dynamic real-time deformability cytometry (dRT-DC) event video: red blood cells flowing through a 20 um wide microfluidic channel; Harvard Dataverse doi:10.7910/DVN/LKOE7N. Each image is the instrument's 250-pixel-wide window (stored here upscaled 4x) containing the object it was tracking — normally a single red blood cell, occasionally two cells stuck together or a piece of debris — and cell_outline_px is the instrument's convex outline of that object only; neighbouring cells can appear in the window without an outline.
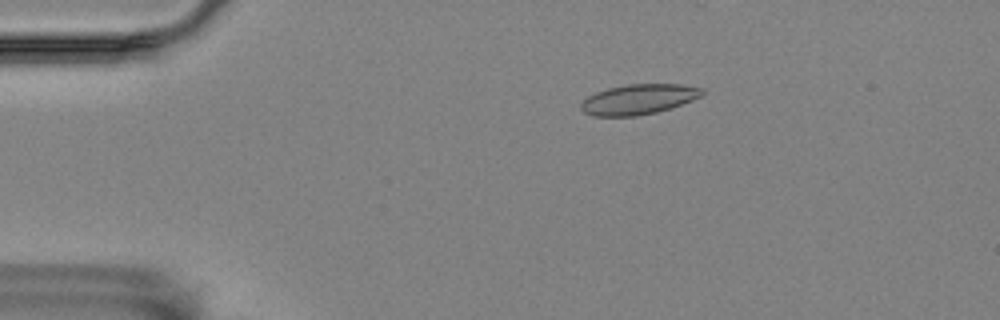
{"species": "Egyptian fruit bat (a non-hibernating species)", "species_latin": "Rousettus aegyptiacus", "temperature_condition": "room temperature", "stored_images_in_passage": 47, "camera_frame_rate_fps": 3000, "um_per_image_px": 0.085, "animal": {"sex": "female"}, "frame": {"image": 1, "passage_image": 11, "time_ms": 3.333, "image_size_px": [1000, 320], "cell_outline_px": [[704, 92], [700, 96], [692, 100], [656, 112], [636, 116], [592, 116], [584, 112], [580, 108], [580, 104], [588, 96], [596, 92], [608, 88], [628, 84], [680, 84], [704, 88]], "centroid_in_image_um": [54.25, 8.44], "position_along_channel_um": 30.7, "area_um2": 21.15}}
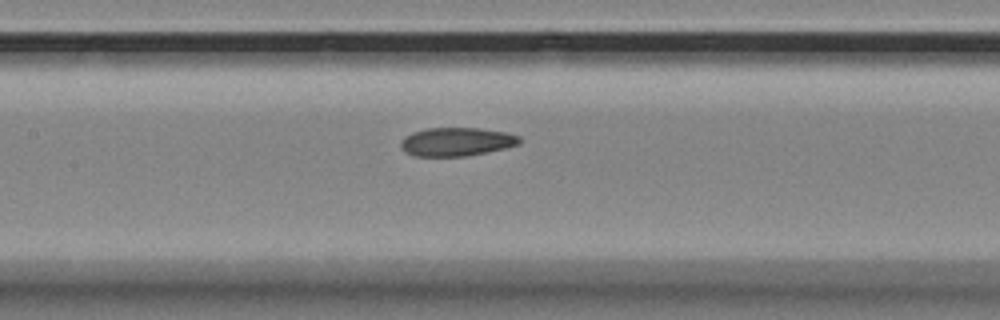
{"frame": {"image": 2, "passage_image": 27, "time_ms": 8.667, "image_size_px": [1000, 320], "cell_outline_px": [[520, 144], [504, 148], [468, 156], [416, 156], [404, 152], [400, 148], [400, 140], [404, 136], [412, 132], [428, 128], [480, 128], [504, 132], [520, 136]], "centroid_in_image_um": [38.76, 12.05], "position_along_channel_um": 168.6, "area_um2": 19.83}}
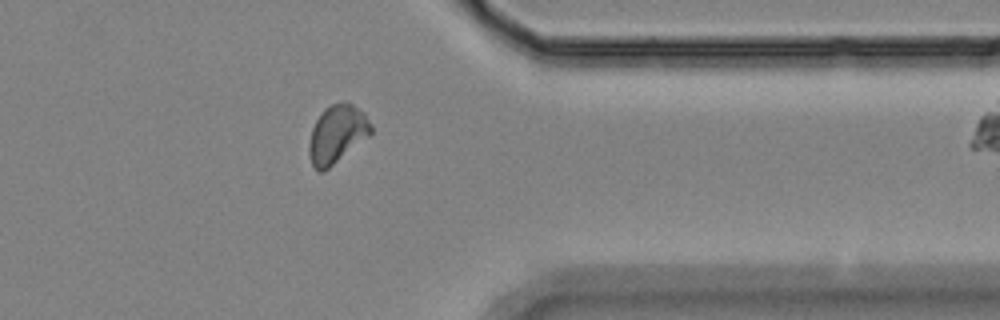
{"frame": {"image": 3, "passage_image": 46, "time_ms": 15.0, "image_size_px": [1000, 320], "cell_outline_px": [[372, 132], [368, 136], [324, 172], [316, 172], [312, 164], [308, 152], [308, 144], [312, 128], [316, 120], [324, 108], [332, 104], [352, 104], [364, 112], [372, 128]], "centroid_in_image_um": [28.61, 11.43], "position_along_channel_um": 382.8, "area_um2": 20.63}}